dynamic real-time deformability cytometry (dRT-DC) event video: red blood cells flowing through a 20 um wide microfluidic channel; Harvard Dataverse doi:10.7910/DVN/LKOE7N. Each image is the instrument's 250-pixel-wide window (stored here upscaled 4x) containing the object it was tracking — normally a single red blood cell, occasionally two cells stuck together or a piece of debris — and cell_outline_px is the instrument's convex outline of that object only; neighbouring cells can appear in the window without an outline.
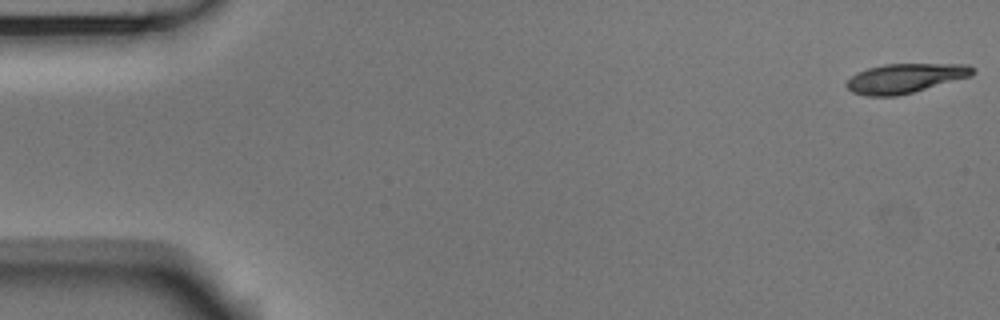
{"species": "Egyptian fruit bat (a non-hibernating species)", "species_latin": "Rousettus aegyptiacus", "temperature_condition": "room temperature", "stored_images_in_passage": 54, "camera_frame_rate_fps": 3000, "um_per_image_px": 0.085, "animal": {"sex": "male"}, "frame": {"image": 1, "passage_image": 1, "time_ms": 0.0, "image_size_px": [1000, 320], "cell_outline_px": [[976, 72], [972, 76], [912, 92], [896, 96], [868, 96], [852, 92], [844, 84], [856, 72], [868, 68], [884, 64], [968, 64], [976, 68]], "centroid_in_image_um": [76.96, 6.64], "position_along_channel_um": 8.0, "area_um2": 21.68}}
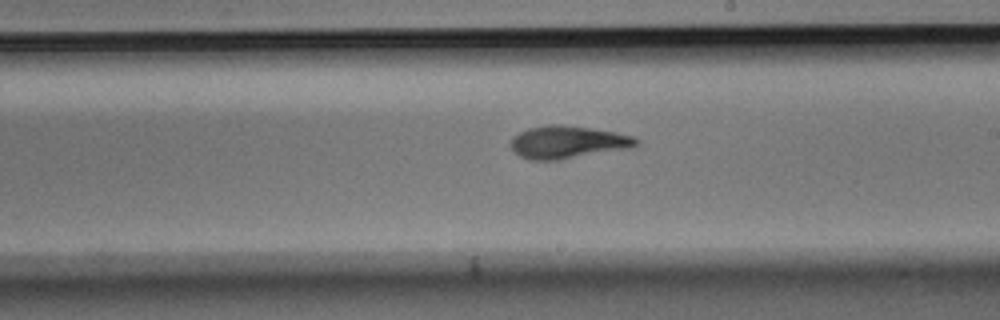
{"frame": {"image": 2, "passage_image": 31, "time_ms": 10.0, "image_size_px": [1000, 320], "cell_outline_px": [[640, 144], [636, 148], [560, 160], [532, 160], [520, 156], [508, 144], [512, 136], [528, 128], [548, 124], [560, 124], [616, 132], [636, 136], [640, 140]], "centroid_in_image_um": [48.33, 12.09], "position_along_channel_um": 240.7, "area_um2": 24.45}}
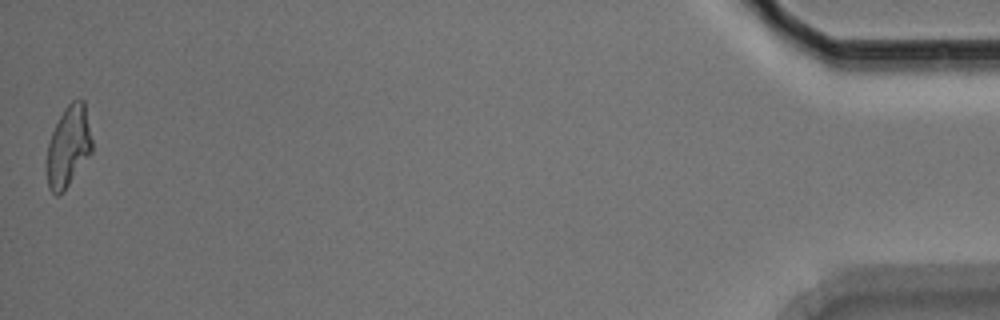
{"frame": {"image": 3, "passage_image": 54, "time_ms": 17.667, "image_size_px": [1000, 320], "cell_outline_px": [[92, 152], [64, 192], [60, 196], [56, 196], [48, 188], [48, 144], [52, 132], [64, 108], [72, 100], [84, 100], [92, 140]], "centroid_in_image_um": [5.83, 12.47], "position_along_channel_um": 429.4, "area_um2": 21.15}, "authors_computed_cell_mechanics": {"area_um2": 22.7443, "velocity_mm_per_s": 3.6882, "shape_relaxation_time_tau1_ms": 10.245, "shape_relaxation_time_tau2_ms": 2.1693, "deformation_change_tau1": 0.2632, "deformation_change_tau2": 0.0687}}